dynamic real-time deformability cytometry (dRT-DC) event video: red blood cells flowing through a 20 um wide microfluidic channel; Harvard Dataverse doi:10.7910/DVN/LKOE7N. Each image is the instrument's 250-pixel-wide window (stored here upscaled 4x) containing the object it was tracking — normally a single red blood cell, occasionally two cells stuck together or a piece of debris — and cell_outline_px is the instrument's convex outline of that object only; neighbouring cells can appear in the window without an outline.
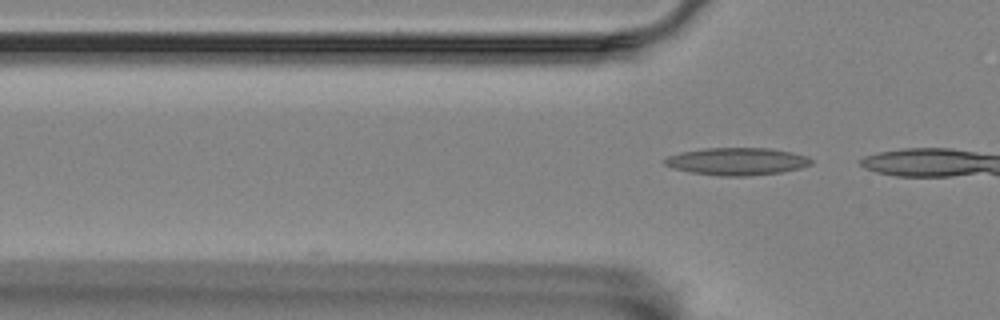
{"species": "Egyptian fruit bat (a non-hibernating species)", "species_latin": "Rousettus aegyptiacus", "temperature_condition": "room temperature", "stored_images_in_passage": 3, "camera_frame_rate_fps": 3000, "um_per_image_px": 0.085, "animal": {"sex": "female"}, "frame": {"image": 1, "passage_image": 3, "time_ms": 0.667, "image_size_px": [1000, 320], "cell_outline_px": [[812, 164], [800, 168], [780, 172], [744, 176], [720, 176], [692, 172], [672, 168], [664, 164], [660, 160], [668, 156], [680, 152], [704, 148], [772, 148], [792, 152], [808, 156], [812, 160]], "centroid_in_image_um": [62.62, 13.71], "position_along_channel_um": 63.2, "area_um2": 23.52}}